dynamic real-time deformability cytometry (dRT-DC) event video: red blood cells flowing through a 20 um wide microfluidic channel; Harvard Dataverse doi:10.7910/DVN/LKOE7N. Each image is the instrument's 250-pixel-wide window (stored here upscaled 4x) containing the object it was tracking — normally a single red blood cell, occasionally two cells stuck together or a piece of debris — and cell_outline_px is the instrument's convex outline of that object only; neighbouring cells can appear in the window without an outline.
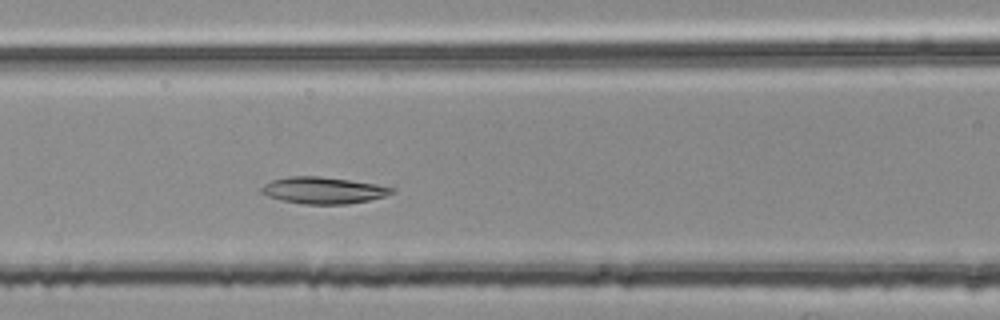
{"species": "common noctule bat (a hibernating species)", "species_latin": "Nyctalus noctula", "temperature_condition": "room temperature", "stored_images_in_passage": 44, "camera_frame_rate_fps": 3000, "um_per_image_px": 0.085, "animal": {"sex": "female", "body_mass_g": 25.1}, "frame": {"image": 1, "passage_image": 17, "time_ms": 5.333, "image_size_px": [1000, 320], "cell_outline_px": [[396, 192], [384, 196], [368, 200], [348, 204], [304, 204], [280, 200], [268, 196], [260, 192], [260, 188], [264, 184], [272, 180], [288, 176], [320, 176], [376, 184], [396, 188]], "centroid_in_image_um": [27.47, 16.18], "position_along_channel_um": 139.1, "area_um2": 20.29}}
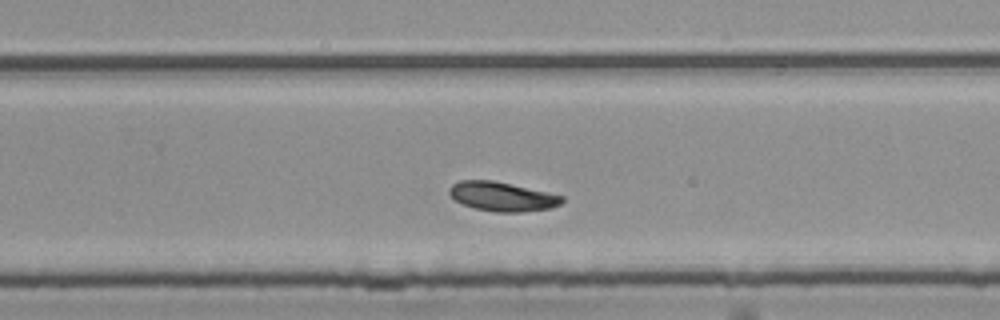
{"frame": {"image": 2, "passage_image": 29, "time_ms": 9.333, "image_size_px": [1000, 320], "cell_outline_px": [[564, 200], [560, 204], [552, 208], [520, 212], [496, 212], [476, 208], [464, 204], [456, 200], [448, 192], [448, 188], [452, 184], [460, 180], [492, 180], [548, 192], [564, 196]], "centroid_in_image_um": [42.7, 16.7], "position_along_channel_um": 287.1, "area_um2": 19.07}}
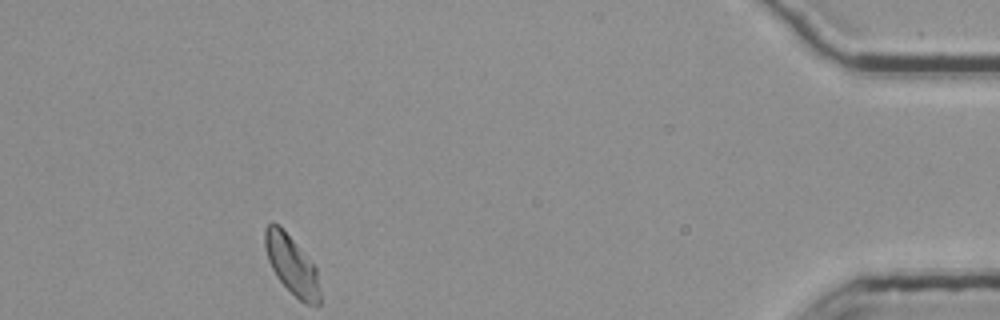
{"frame": {"image": 3, "passage_image": 44, "time_ms": 14.333, "image_size_px": [1000, 320], "cell_outline_px": [[320, 304], [304, 304], [276, 276], [268, 260], [264, 248], [264, 228], [272, 220], [280, 224], [316, 268], [320, 292]], "centroid_in_image_um": [24.76, 22.46], "position_along_channel_um": 410.4, "area_um2": 18.79}, "authors_computed_cell_mechanics": {"area_um2": 19.4208, "velocity_mm_per_s": 3.7168, "shape_relaxation_time_tau1_ms": 5.5231, "shape_relaxation_time_tau2_ms": null, "deformation_change_tau1": 0.1386, "deformation_change_tau2": null}}